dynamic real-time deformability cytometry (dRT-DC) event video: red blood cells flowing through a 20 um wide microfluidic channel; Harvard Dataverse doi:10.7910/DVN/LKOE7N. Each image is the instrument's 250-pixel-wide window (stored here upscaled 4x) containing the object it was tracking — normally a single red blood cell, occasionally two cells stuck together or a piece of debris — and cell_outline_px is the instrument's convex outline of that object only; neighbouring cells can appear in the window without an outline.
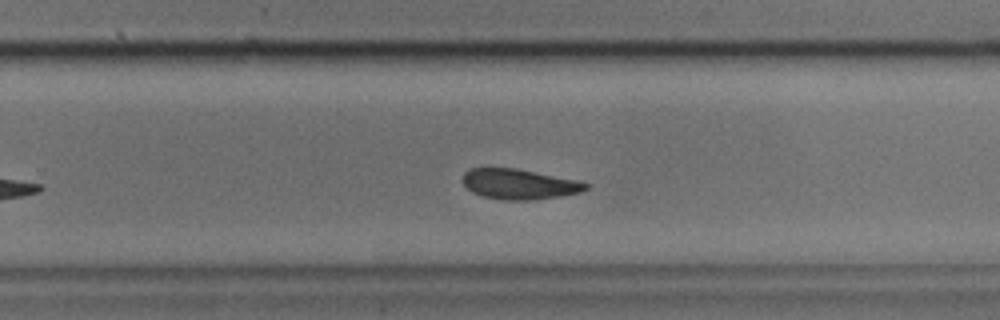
{"species": "common noctule bat (a hibernating species)", "species_latin": "Nyctalus noctula", "temperature_condition": "cold", "stored_images_in_passage": 26, "camera_frame_rate_fps": 3000, "um_per_image_px": 0.085, "animal": {"sex": "male", "body_mass_g": 17.9, "forearm_length_mm": 54.2}, "frame": {"image": 1, "passage_image": 19, "time_ms": 6.0, "image_size_px": [1000, 320], "cell_outline_px": [[588, 188], [580, 192], [560, 196], [532, 200], [500, 200], [484, 196], [472, 192], [464, 184], [464, 172], [468, 168], [488, 164], [516, 168], [576, 180], [588, 184]], "centroid_in_image_um": [44.04, 15.6], "position_along_channel_um": 285.8, "area_um2": 22.2}}